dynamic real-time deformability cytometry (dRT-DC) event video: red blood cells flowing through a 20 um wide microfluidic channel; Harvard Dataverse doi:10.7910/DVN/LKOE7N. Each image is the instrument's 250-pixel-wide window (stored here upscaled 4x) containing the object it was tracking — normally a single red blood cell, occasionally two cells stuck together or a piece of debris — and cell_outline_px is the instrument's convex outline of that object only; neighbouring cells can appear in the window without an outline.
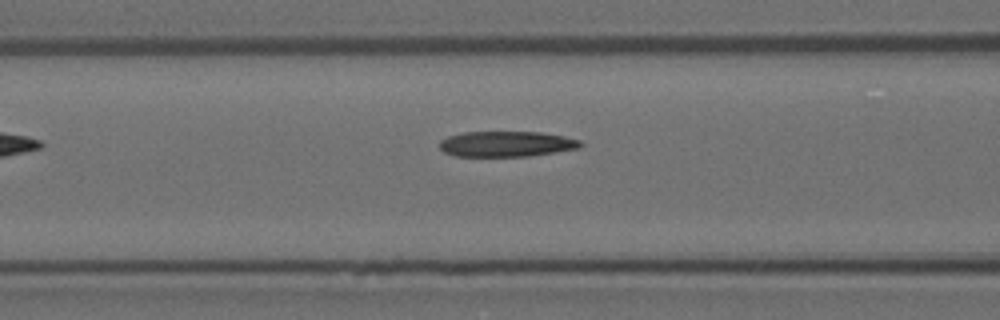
{"species": "Egyptian fruit bat (a non-hibernating species)", "species_latin": "Rousettus aegyptiacus", "temperature_condition": "room temperature", "stored_images_in_passage": 8, "camera_frame_rate_fps": 3000, "um_per_image_px": 0.085, "animal": {"sex": "female"}, "frame": {"image": 1, "passage_image": 8, "time_ms": 2.333, "image_size_px": [1000, 320], "cell_outline_px": [[584, 144], [580, 148], [528, 156], [456, 156], [444, 152], [440, 148], [440, 140], [448, 136], [464, 132], [540, 132], [564, 136], [580, 140]], "centroid_in_image_um": [43.06, 12.23], "position_along_channel_um": 123.5, "area_um2": 20.92}}